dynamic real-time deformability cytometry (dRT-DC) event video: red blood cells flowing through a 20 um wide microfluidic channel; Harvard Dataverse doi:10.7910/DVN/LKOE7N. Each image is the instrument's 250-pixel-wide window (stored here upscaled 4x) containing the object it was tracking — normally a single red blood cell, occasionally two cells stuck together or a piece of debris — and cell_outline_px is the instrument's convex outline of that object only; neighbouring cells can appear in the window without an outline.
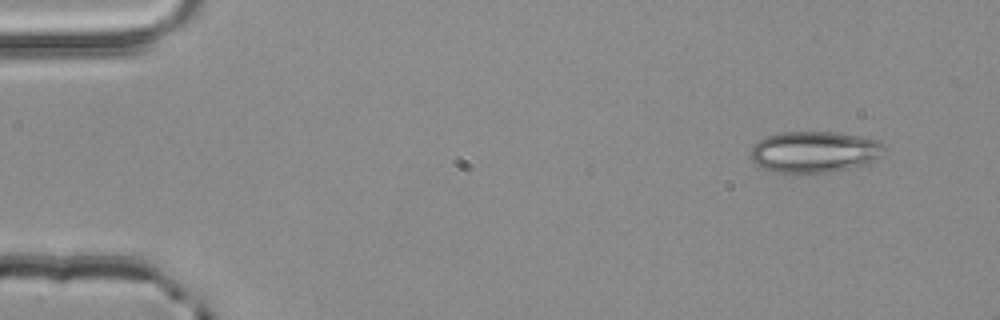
{"species": "common noctule bat (a hibernating species)", "species_latin": "Nyctalus noctula", "temperature_condition": "room temperature", "stored_images_in_passage": 3, "camera_frame_rate_fps": 3000, "um_per_image_px": 0.085, "animal": {"sex": "male", "body_mass_g": 20.4}, "frame": {"image": 1, "passage_image": 1, "time_ms": 0.0, "image_size_px": [1000, 320], "cell_outline_px": [[884, 148], [868, 164], [832, 172], [776, 172], [760, 168], [748, 156], [748, 152], [752, 144], [768, 136], [780, 132], [836, 132], [860, 136], [880, 140], [884, 144]], "centroid_in_image_um": [69.16, 12.9], "position_along_channel_um": 15.8, "area_um2": 32.25}}